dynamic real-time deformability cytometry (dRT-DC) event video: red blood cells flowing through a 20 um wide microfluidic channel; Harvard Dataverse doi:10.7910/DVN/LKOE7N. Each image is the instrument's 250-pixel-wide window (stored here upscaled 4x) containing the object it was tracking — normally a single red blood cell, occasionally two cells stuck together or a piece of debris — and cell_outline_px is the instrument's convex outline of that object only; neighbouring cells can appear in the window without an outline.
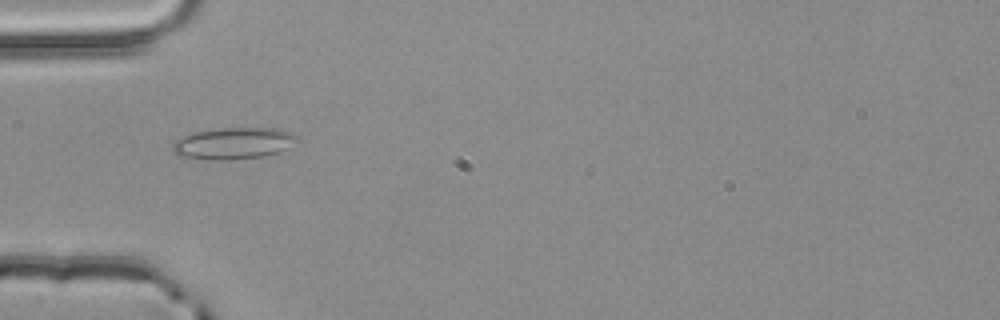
{"species": "common noctule bat (a hibernating species)", "species_latin": "Nyctalus noctula", "temperature_condition": "room temperature", "stored_images_in_passage": 1, "camera_frame_rate_fps": 3000, "um_per_image_px": 0.085, "animal": {"sex": "male", "body_mass_g": 20.4}, "frame": {"image": 1, "passage_image": 1, "time_ms": 0.0, "image_size_px": [1000, 320], "cell_outline_px": [[300, 140], [280, 152], [260, 156], [228, 160], [212, 160], [176, 156], [172, 152], [172, 144], [176, 140], [192, 132], [224, 128], [280, 128], [292, 132], [300, 136]], "centroid_in_image_um": [19.87, 12.18], "position_along_channel_um": 65.1, "area_um2": 23.24}}